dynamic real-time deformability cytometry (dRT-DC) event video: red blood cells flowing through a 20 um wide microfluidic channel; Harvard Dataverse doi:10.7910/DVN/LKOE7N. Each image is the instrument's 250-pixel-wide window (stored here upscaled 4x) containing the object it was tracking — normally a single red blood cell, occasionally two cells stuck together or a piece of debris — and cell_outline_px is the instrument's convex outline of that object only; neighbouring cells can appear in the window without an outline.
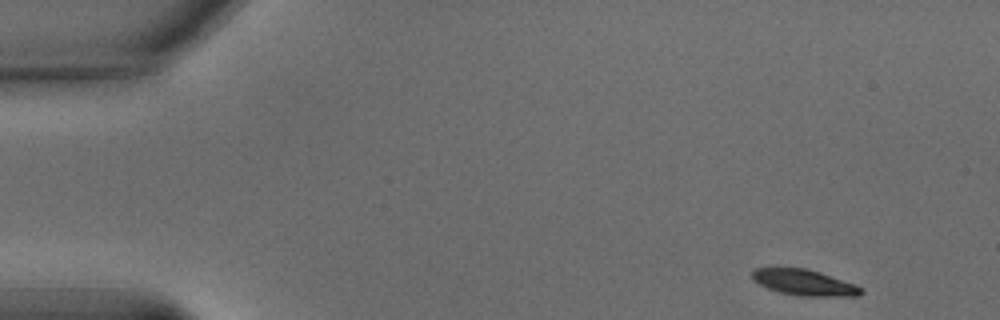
{"species": "common noctule bat (a hibernating species)", "species_latin": "Nyctalus noctula", "temperature_condition": "warm", "stored_images_in_passage": 15, "camera_frame_rate_fps": 3000, "um_per_image_px": 0.085, "animal": {"sex": "male", "body_mass_g": 15.6}, "frame": {"image": 1, "passage_image": 1, "time_ms": 0.0, "image_size_px": [1000, 320], "cell_outline_px": [[864, 292], [860, 296], [800, 296], [780, 292], [768, 288], [752, 280], [752, 272], [756, 268], [808, 268], [856, 284], [864, 288]], "centroid_in_image_um": [68.42, 24.02], "position_along_channel_um": 16.6, "area_um2": 16.53}}
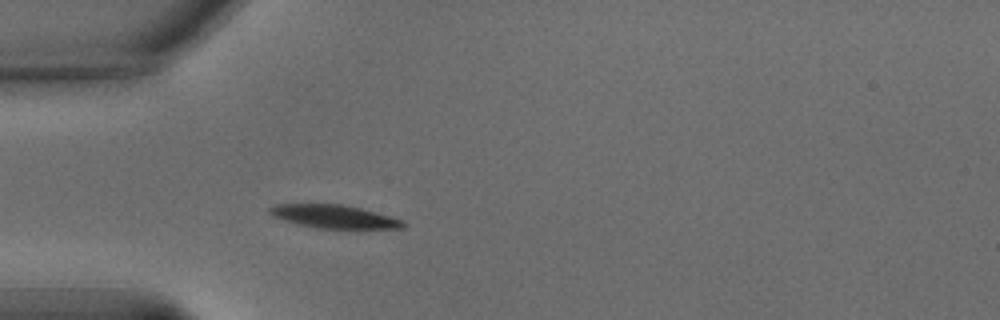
{"frame": {"image": 2, "passage_image": 13, "time_ms": 4.0, "image_size_px": [1000, 320], "cell_outline_px": [[404, 228], [316, 228], [296, 224], [272, 216], [268, 212], [268, 208], [276, 204], [340, 204], [360, 208], [404, 220]], "centroid_in_image_um": [28.34, 18.4], "position_along_channel_um": 56.7, "area_um2": 17.92}}